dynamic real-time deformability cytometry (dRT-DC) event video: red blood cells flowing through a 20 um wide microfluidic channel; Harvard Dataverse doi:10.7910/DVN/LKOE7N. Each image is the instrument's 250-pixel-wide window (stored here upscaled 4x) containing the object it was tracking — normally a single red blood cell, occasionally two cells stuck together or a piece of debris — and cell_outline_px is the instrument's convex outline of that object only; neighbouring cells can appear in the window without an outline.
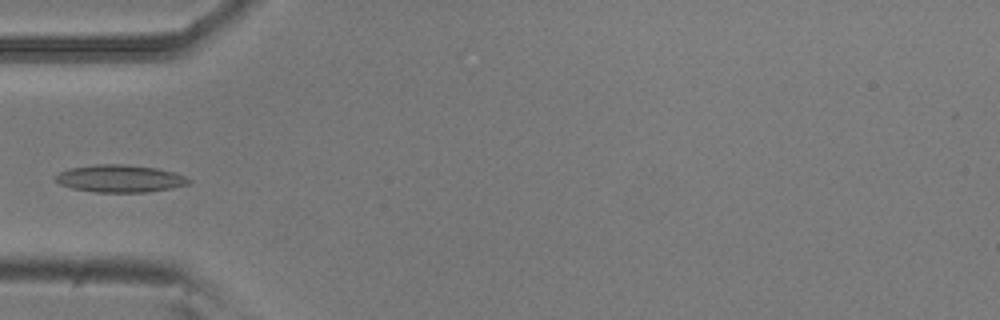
{"species": "common noctule bat (a hibernating species)", "species_latin": "Nyctalus noctula", "temperature_condition": "room temperature", "stored_images_in_passage": 5, "camera_frame_rate_fps": 3000, "um_per_image_px": 0.085, "animal": {"sex": "male", "body_mass_g": 20.5, "forearm_length_mm": 52.5}, "frame": {"image": 1, "passage_image": 5, "time_ms": 1.333, "image_size_px": [1000, 320], "cell_outline_px": [[192, 180], [188, 184], [172, 188], [148, 192], [96, 192], [72, 188], [60, 184], [56, 180], [56, 176], [60, 172], [68, 168], [96, 164], [124, 164], [156, 168], [176, 172]], "centroid_in_image_um": [10.22, 15.17], "position_along_channel_um": 74.8, "area_um2": 21.27}}